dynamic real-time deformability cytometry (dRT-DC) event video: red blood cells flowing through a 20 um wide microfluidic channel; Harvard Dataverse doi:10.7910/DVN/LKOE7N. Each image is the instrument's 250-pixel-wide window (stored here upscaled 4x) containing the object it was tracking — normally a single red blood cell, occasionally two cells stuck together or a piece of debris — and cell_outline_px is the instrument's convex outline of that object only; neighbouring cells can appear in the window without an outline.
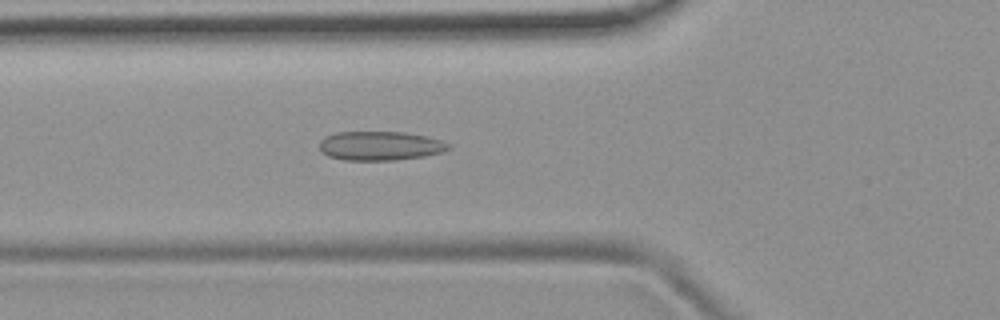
{"species": "common noctule bat (a hibernating species)", "species_latin": "Nyctalus noctula", "temperature_condition": "room temperature", "stored_images_in_passage": 53, "camera_frame_rate_fps": 3000, "um_per_image_px": 0.085, "animal": {"sex": "female", "body_mass_g": 19.9}, "frame": {"image": 1, "passage_image": 19, "time_ms": 6.0, "image_size_px": [1000, 320], "cell_outline_px": [[452, 148], [440, 152], [424, 156], [396, 160], [344, 160], [328, 156], [320, 152], [320, 140], [324, 136], [336, 132], [404, 132], [428, 136], [440, 140], [448, 144]], "centroid_in_image_um": [32.28, 12.39], "position_along_channel_um": 93.5, "area_um2": 21.96}}
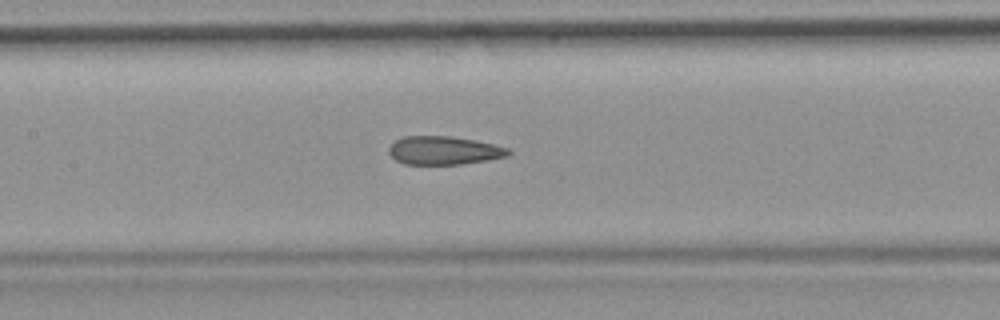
{"frame": {"image": 2, "passage_image": 25, "time_ms": 8.0, "image_size_px": [1000, 320], "cell_outline_px": [[512, 152], [508, 156], [460, 164], [404, 164], [396, 160], [388, 152], [388, 148], [396, 140], [404, 136], [452, 136], [492, 144], [508, 148]], "centroid_in_image_um": [37.7, 12.78], "position_along_channel_um": 169.7, "area_um2": 19.54}}
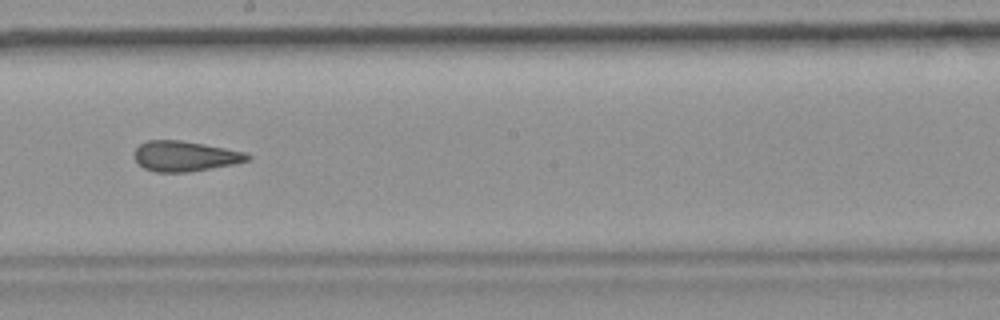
{"frame": {"image": 3, "passage_image": 30, "time_ms": 9.667, "image_size_px": [1000, 320], "cell_outline_px": [[252, 160], [232, 164], [188, 172], [156, 172], [144, 168], [132, 156], [136, 148], [140, 144], [148, 140], [180, 140], [204, 144], [244, 152], [252, 156]], "centroid_in_image_um": [15.71, 13.27], "position_along_channel_um": 232.5, "area_um2": 19.88}, "authors_computed_cell_mechanics": {"area_um2": 20.8658, "velocity_mm_per_s": 3.7917, "shape_relaxation_time_tau1_ms": null, "shape_relaxation_time_tau2_ms": 2.3494, "deformation_change_tau1": null, "deformation_change_tau2": 0.1155}}